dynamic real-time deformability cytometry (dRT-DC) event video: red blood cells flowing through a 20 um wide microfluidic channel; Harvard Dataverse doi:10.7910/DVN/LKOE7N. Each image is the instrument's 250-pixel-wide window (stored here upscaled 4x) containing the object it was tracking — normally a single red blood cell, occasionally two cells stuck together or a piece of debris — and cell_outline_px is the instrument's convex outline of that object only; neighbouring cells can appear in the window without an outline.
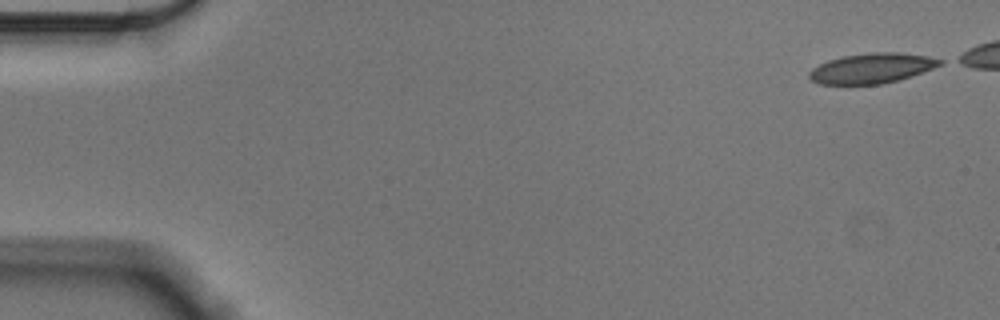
{"species": "Egyptian fruit bat (a non-hibernating species)", "species_latin": "Rousettus aegyptiacus", "temperature_condition": "cold", "stored_images_in_passage": 48, "camera_frame_rate_fps": 3000, "um_per_image_px": 0.085, "animal": {"sex": "male"}, "frame": {"image": 1, "passage_image": 1, "time_ms": 0.0, "image_size_px": [1000, 320], "cell_outline_px": [[944, 64], [896, 80], [880, 84], [820, 84], [812, 80], [808, 76], [808, 72], [812, 68], [828, 60], [844, 56], [872, 52], [900, 52], [928, 56], [944, 60]], "centroid_in_image_um": [74.09, 5.79], "position_along_channel_um": 10.9, "area_um2": 22.66}}
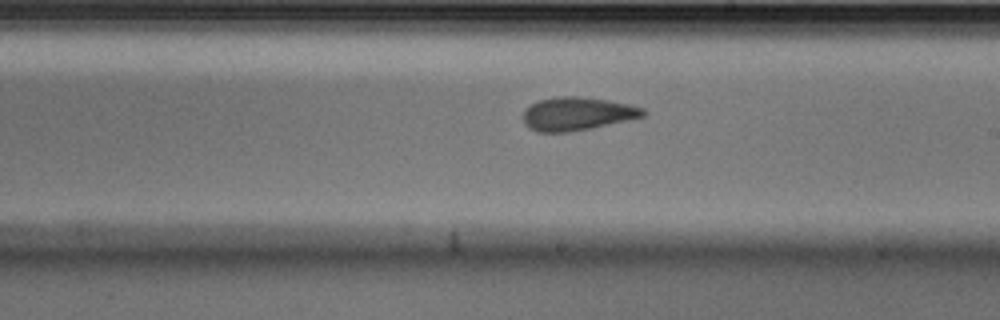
{"frame": {"image": 2, "passage_image": 31, "time_ms": 10.0, "image_size_px": [1000, 320], "cell_outline_px": [[648, 112], [644, 116], [628, 120], [592, 128], [572, 132], [536, 132], [528, 128], [524, 124], [520, 116], [524, 108], [540, 100], [560, 96], [580, 96], [608, 100], [628, 104], [644, 108]], "centroid_in_image_um": [49.02, 9.68], "position_along_channel_um": 240.0, "area_um2": 23.64}}
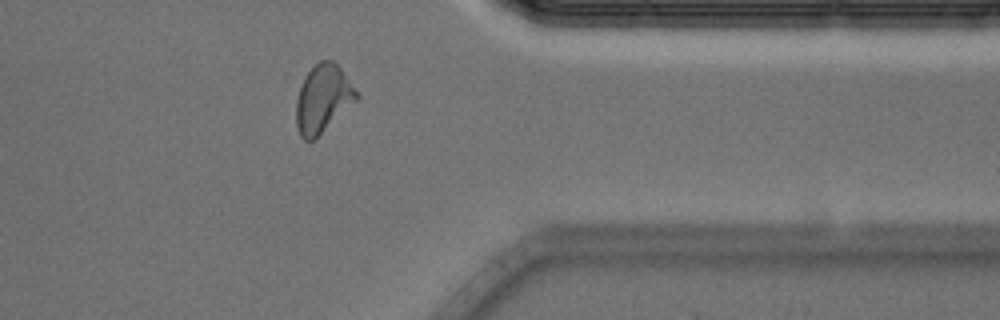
{"frame": {"image": 3, "passage_image": 44, "time_ms": 14.333, "image_size_px": [1000, 320], "cell_outline_px": [[360, 96], [356, 100], [312, 140], [304, 140], [300, 136], [296, 124], [296, 100], [304, 76], [320, 60], [332, 60], [340, 68]], "centroid_in_image_um": [27.42, 8.37], "position_along_channel_um": 384.0, "area_um2": 23.12}}